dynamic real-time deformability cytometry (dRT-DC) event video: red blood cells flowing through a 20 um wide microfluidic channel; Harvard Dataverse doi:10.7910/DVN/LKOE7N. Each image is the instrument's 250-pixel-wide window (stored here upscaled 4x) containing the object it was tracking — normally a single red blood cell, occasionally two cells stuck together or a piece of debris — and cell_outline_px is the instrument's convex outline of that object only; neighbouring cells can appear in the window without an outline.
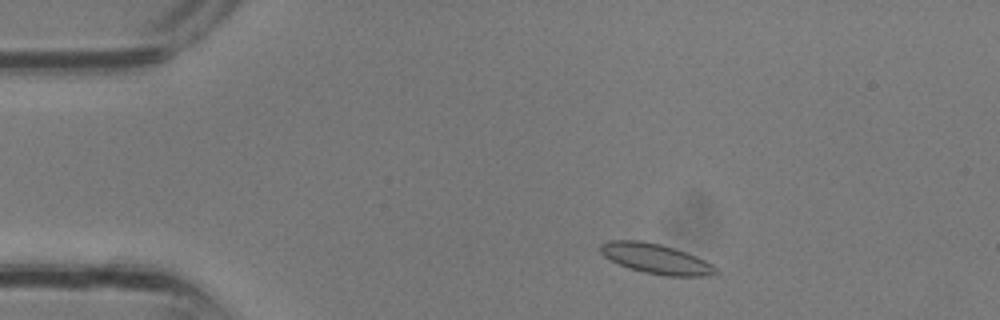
{"species": "common noctule bat (a hibernating species)", "species_latin": "Nyctalus noctula", "temperature_condition": "room temperature", "stored_images_in_passage": 3, "camera_frame_rate_fps": 3000, "um_per_image_px": 0.085, "animal": {"sex": "male", "body_mass_g": 13.3}, "frame": {"image": 1, "passage_image": 1, "time_ms": 0.0, "image_size_px": [1000, 320], "cell_outline_px": [[720, 272], [704, 276], [668, 276], [644, 272], [620, 264], [604, 256], [600, 252], [600, 244], [608, 240], [640, 240], [660, 244], [676, 248], [696, 256], [712, 264]], "centroid_in_image_um": [55.76, 21.98], "position_along_channel_um": 29.2, "area_um2": 20.0}}